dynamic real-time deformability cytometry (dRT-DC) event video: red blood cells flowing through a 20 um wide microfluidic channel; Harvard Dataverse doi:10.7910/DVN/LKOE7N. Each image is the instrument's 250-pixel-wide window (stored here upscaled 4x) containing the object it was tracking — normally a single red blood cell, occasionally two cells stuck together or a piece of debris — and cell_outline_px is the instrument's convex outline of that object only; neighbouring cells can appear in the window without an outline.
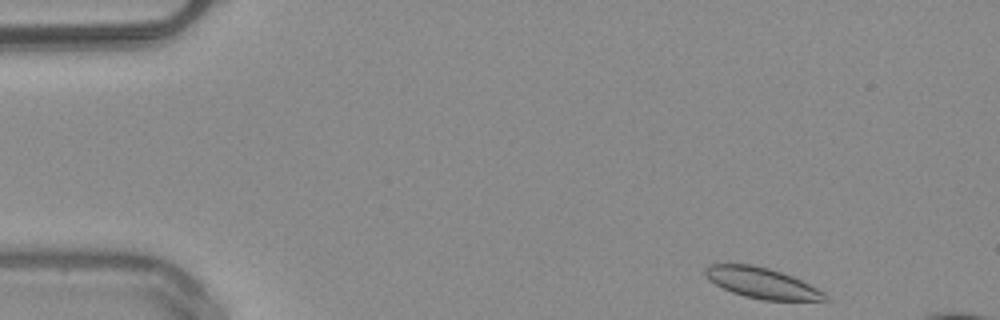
{"species": "common noctule bat (a hibernating species)", "species_latin": "Nyctalus noctula", "temperature_condition": "warm", "stored_images_in_passage": 10, "camera_frame_rate_fps": 3000, "um_per_image_px": 0.085, "animal": {"sex": "male", "body_mass_g": 20.4}, "frame": {"image": 1, "passage_image": 1, "time_ms": 0.0, "image_size_px": [1000, 320], "cell_outline_px": [[828, 300], [764, 300], [744, 296], [732, 292], [708, 280], [704, 272], [704, 268], [708, 264], [752, 264], [768, 268], [792, 276], [824, 292], [828, 296]], "centroid_in_image_um": [64.72, 24.04], "position_along_channel_um": 20.3, "area_um2": 21.15}}